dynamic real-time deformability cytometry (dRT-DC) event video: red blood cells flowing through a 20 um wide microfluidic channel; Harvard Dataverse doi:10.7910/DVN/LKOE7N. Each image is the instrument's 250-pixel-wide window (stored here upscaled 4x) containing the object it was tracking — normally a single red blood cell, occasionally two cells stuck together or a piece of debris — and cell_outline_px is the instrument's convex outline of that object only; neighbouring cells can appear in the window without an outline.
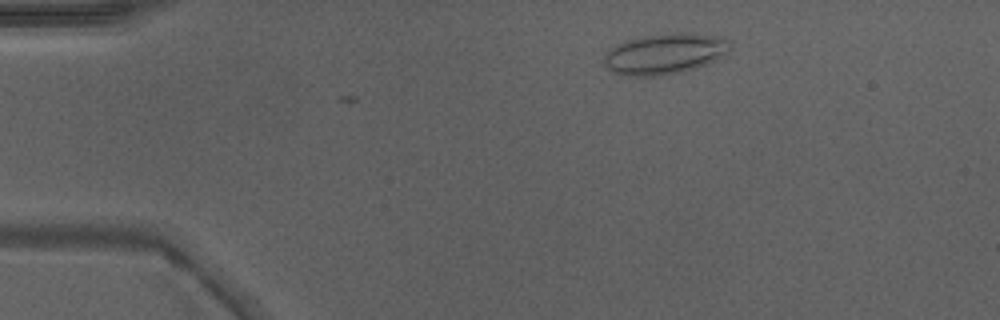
{"species": "Egyptian fruit bat (a non-hibernating species)", "species_latin": "Rousettus aegyptiacus", "temperature_condition": "warm", "stored_images_in_passage": 30, "camera_frame_rate_fps": 3000, "um_per_image_px": 0.085, "animal": {"sex": "male"}, "frame": {"image": 1, "passage_image": 1, "time_ms": 0.0, "image_size_px": [1000, 320], "cell_outline_px": [[732, 48], [728, 52], [716, 60], [696, 68], [680, 72], [656, 76], [628, 76], [616, 72], [608, 68], [604, 64], [604, 56], [616, 44], [628, 40], [644, 36], [676, 32], [684, 32], [716, 36], [732, 40]], "centroid_in_image_um": [56.57, 4.56], "position_along_channel_um": 28.4, "area_um2": 29.88}}
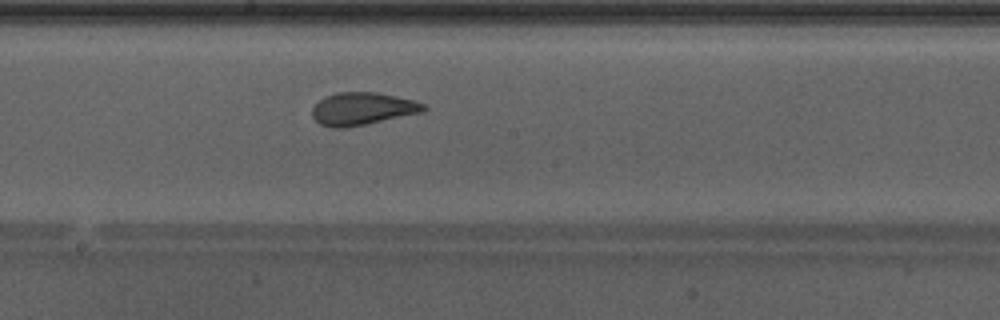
{"frame": {"image": 2, "passage_image": 19, "time_ms": 6.0, "image_size_px": [1000, 320], "cell_outline_px": [[428, 108], [420, 112], [364, 124], [344, 128], [332, 128], [320, 124], [312, 116], [312, 108], [324, 96], [336, 92], [376, 92], [396, 96], [412, 100], [424, 104]], "centroid_in_image_um": [30.75, 9.23], "position_along_channel_um": 217.5, "area_um2": 20.87}}
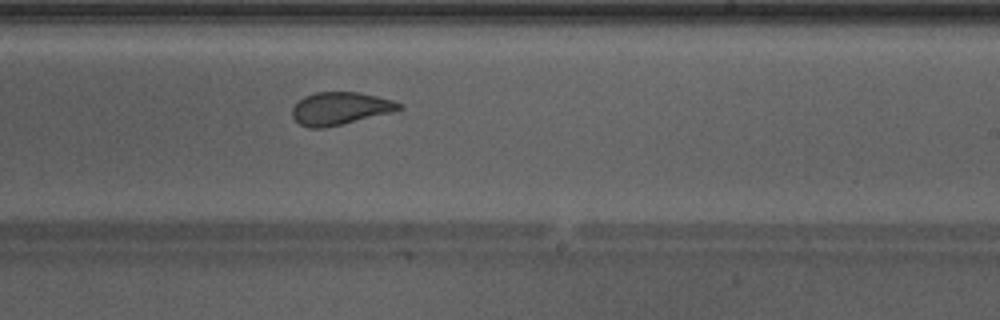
{"frame": {"image": 3, "passage_image": 22, "time_ms": 7.0, "image_size_px": [1000, 320], "cell_outline_px": [[404, 108], [392, 112], [324, 128], [308, 128], [300, 124], [292, 116], [292, 108], [304, 96], [316, 92], [356, 92], [376, 96], [392, 100], [404, 104]], "centroid_in_image_um": [28.92, 9.22], "position_along_channel_um": 260.1, "area_um2": 20.17}, "authors_computed_cell_mechanics": {"area_um2": 20.8947, "velocity_mm_per_s": 4.283, "shape_relaxation_time_tau1_ms": 9.5805, "shape_relaxation_time_tau2_ms": 1.0918, "deformation_change_tau1": 0.2353, "deformation_change_tau2": 0.0679}}